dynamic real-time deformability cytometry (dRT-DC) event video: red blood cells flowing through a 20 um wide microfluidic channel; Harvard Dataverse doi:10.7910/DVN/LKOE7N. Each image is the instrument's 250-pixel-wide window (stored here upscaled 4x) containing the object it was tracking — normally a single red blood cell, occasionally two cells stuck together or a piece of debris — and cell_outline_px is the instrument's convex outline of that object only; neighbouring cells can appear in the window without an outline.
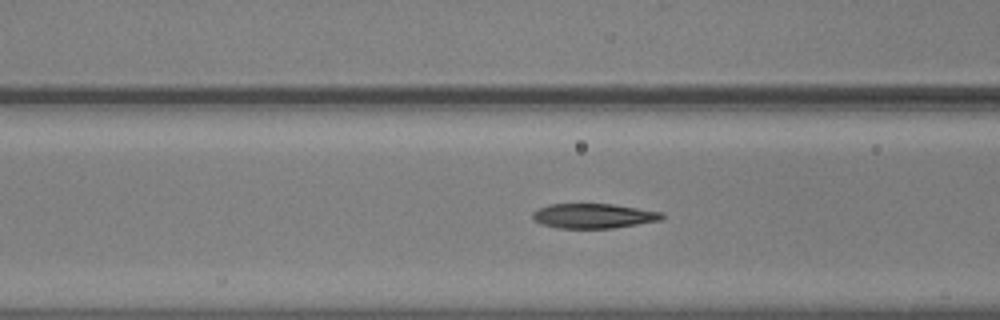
{"species": "common noctule bat (a hibernating species)", "species_latin": "Nyctalus noctula", "temperature_condition": "warm", "stored_images_in_passage": 45, "camera_frame_rate_fps": 3000, "um_per_image_px": 0.085, "animal": {"sex": "male", "body_mass_g": 20.5, "forearm_length_mm": 52.5}, "frame": {"image": 1, "passage_image": 22, "time_ms": 7.0, "image_size_px": [1000, 320], "cell_outline_px": [[664, 216], [660, 220], [612, 228], [556, 228], [544, 224], [536, 220], [532, 216], [532, 212], [548, 204], [612, 204], [664, 212]], "centroid_in_image_um": [50.46, 18.34], "position_along_channel_um": 116.1, "area_um2": 18.44}}
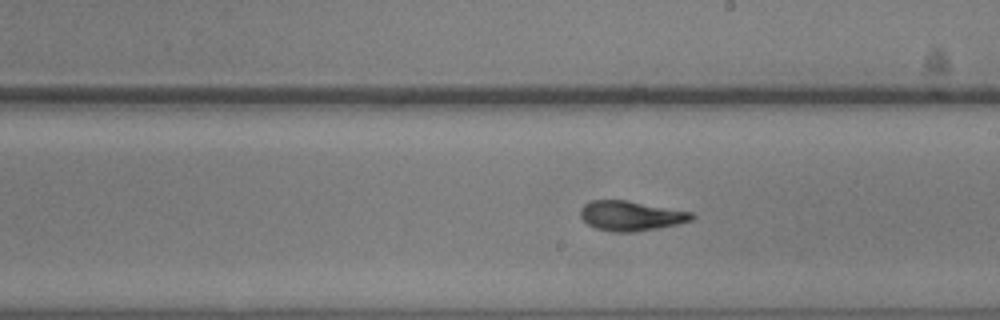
{"frame": {"image": 2, "passage_image": 32, "time_ms": 10.333, "image_size_px": [1000, 320], "cell_outline_px": [[696, 216], [692, 220], [676, 224], [636, 232], [612, 232], [596, 228], [588, 224], [580, 216], [580, 208], [584, 204], [592, 200], [628, 200], [696, 212]], "centroid_in_image_um": [53.66, 18.33], "position_along_channel_um": 235.3, "area_um2": 19.59}}
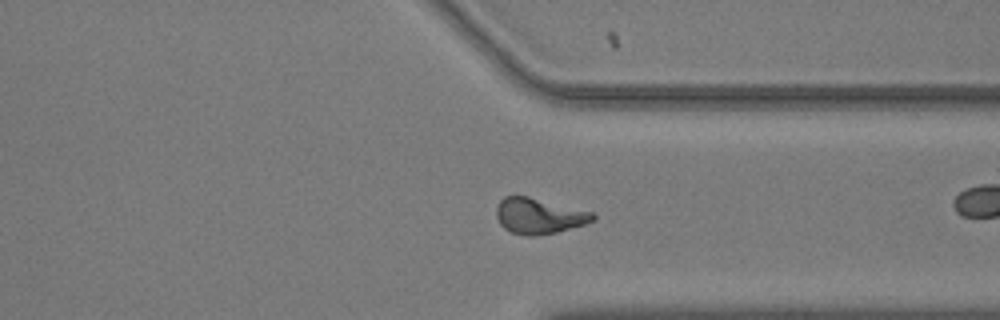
{"frame": {"image": 3, "passage_image": 43, "time_ms": 14.0, "image_size_px": [1000, 320], "cell_outline_px": [[596, 220], [584, 224], [556, 232], [532, 236], [528, 236], [512, 232], [504, 228], [500, 224], [496, 216], [496, 208], [500, 200], [504, 196], [528, 196], [592, 212], [596, 216]], "centroid_in_image_um": [45.79, 18.35], "position_along_channel_um": 365.6, "area_um2": 19.88}}